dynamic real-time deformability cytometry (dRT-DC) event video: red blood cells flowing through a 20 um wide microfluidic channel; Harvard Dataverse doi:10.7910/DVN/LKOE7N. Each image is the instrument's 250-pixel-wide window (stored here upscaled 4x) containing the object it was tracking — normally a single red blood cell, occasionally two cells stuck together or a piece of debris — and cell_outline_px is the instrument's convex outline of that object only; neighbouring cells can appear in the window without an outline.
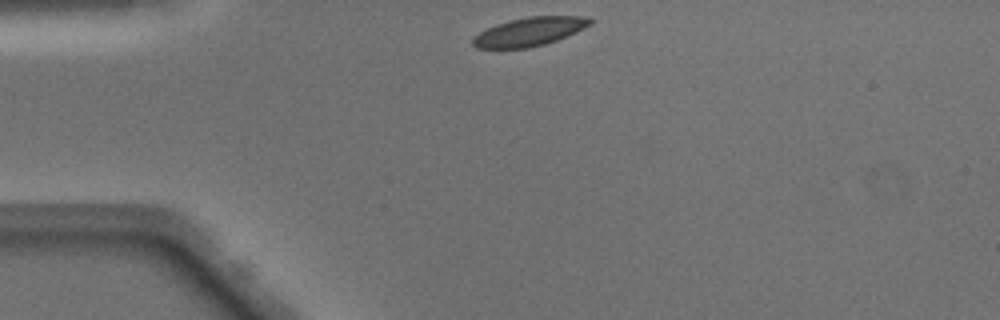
{"species": "Egyptian fruit bat (a non-hibernating species)", "species_latin": "Rousettus aegyptiacus", "temperature_condition": "warm", "stored_images_in_passage": 39, "camera_frame_rate_fps": 3000, "um_per_image_px": 0.085, "animal": {"sex": "male"}, "frame": {"image": 1, "passage_image": 1, "time_ms": 0.0, "image_size_px": [1000, 320], "cell_outline_px": [[592, 24], [584, 28], [556, 40], [544, 44], [528, 48], [476, 48], [472, 44], [472, 40], [480, 32], [496, 24], [508, 20], [528, 16], [584, 16], [592, 20]], "centroid_in_image_um": [45.0, 2.68], "position_along_channel_um": 40.0, "area_um2": 19.36}}
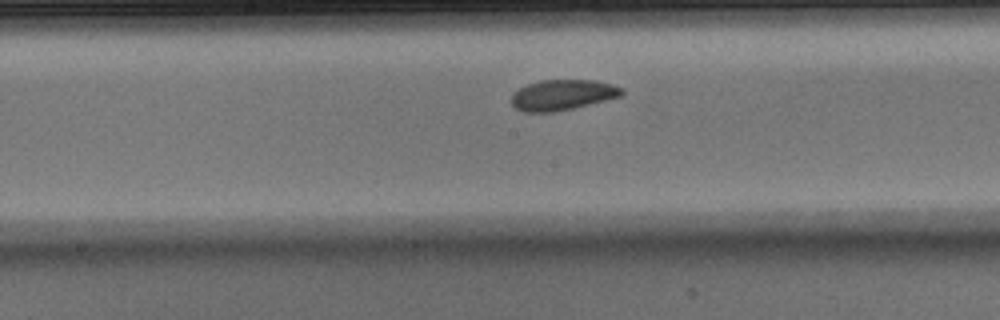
{"frame": {"image": 2, "passage_image": 15, "time_ms": 4.667, "image_size_px": [1000, 320], "cell_outline_px": [[624, 92], [620, 96], [572, 108], [552, 112], [524, 112], [516, 108], [512, 104], [512, 92], [528, 84], [540, 80], [592, 80], [612, 84], [624, 88]], "centroid_in_image_um": [47.79, 8.06], "position_along_channel_um": 200.4, "area_um2": 19.42}}
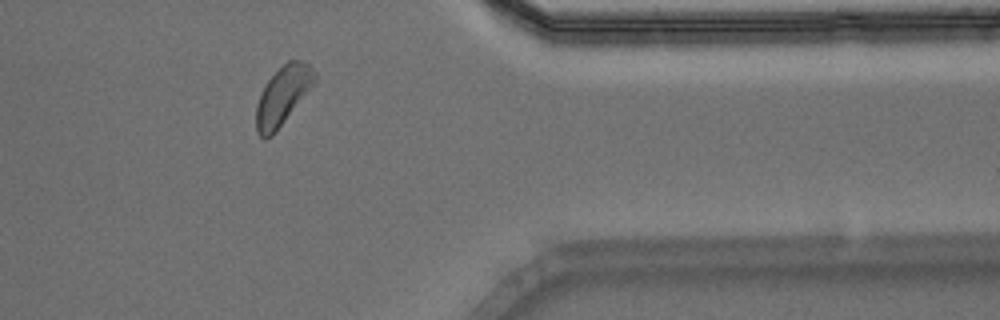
{"frame": {"image": 3, "passage_image": 30, "time_ms": 9.667, "image_size_px": [1000, 320], "cell_outline_px": [[316, 80], [272, 136], [264, 140], [256, 132], [256, 104], [260, 92], [264, 84], [288, 60], [304, 60], [316, 72]], "centroid_in_image_um": [24.0, 8.13], "position_along_channel_um": 387.4, "area_um2": 19.65}, "authors_computed_cell_mechanics": {"area_um2": 19.941, "velocity_mm_per_s": 4.0509, "shape_relaxation_time_tau1_ms": 1.9808, "shape_relaxation_time_tau2_ms": null, "deformation_change_tau1": 0.0918, "deformation_change_tau2": null}}